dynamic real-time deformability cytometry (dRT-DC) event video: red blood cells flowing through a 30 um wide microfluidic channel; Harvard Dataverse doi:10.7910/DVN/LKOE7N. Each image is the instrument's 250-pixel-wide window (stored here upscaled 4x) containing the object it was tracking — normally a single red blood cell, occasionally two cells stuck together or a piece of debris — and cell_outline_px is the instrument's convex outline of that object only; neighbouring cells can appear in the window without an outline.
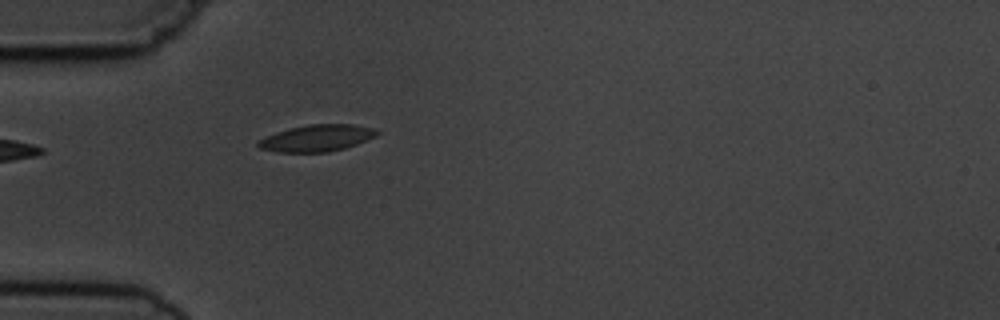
{"species": "common noctule bat (a hibernating species)", "species_latin": "Nyctalus noctula", "temperature_condition": "cold", "stored_images_in_passage": 3, "camera_frame_rate_fps": 3000, "um_per_image_px": 0.085, "animal": {"sex": "male", "body_mass_g": 19.5, "forearm_length_mm": 54.6}, "frame": {"image": 1, "passage_image": 3, "time_ms": 3.333, "image_size_px": [1000, 320], "cell_outline_px": [[380, 132], [376, 136], [356, 144], [344, 148], [328, 152], [276, 152], [260, 148], [256, 144], [256, 140], [276, 132], [308, 124], [352, 124], [372, 128]], "centroid_in_image_um": [26.9, 11.74], "position_along_channel_um": 58.1, "area_um2": 18.38}}